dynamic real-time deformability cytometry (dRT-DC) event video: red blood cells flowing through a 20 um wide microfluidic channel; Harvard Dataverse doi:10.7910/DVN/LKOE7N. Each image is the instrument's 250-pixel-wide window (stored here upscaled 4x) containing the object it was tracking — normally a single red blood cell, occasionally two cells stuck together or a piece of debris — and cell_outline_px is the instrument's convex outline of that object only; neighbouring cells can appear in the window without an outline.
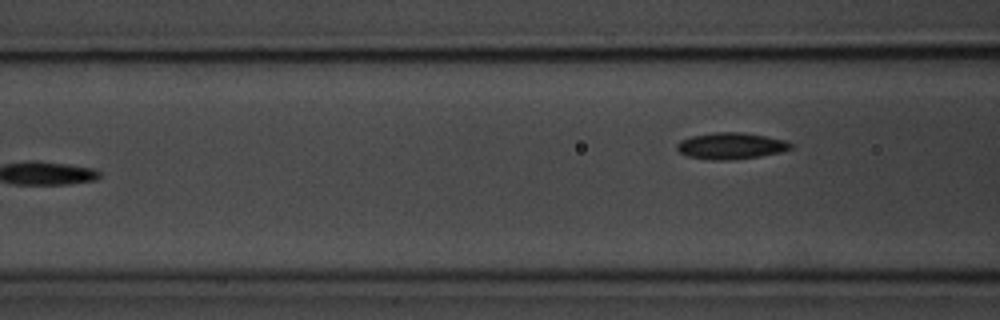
{"species": "common noctule bat (a hibernating species)", "species_latin": "Nyctalus noctula", "temperature_condition": "room temperature", "stored_images_in_passage": 7, "camera_frame_rate_fps": 3000, "um_per_image_px": 0.085, "animal": {"sex": "male", "body_mass_g": 20.1, "forearm_length_mm": 53.5}, "frame": {"image": 1, "passage_image": 7, "time_ms": 7.0, "image_size_px": [1000, 320], "cell_outline_px": [[792, 148], [780, 152], [760, 156], [732, 160], [712, 160], [688, 156], [680, 152], [676, 148], [676, 144], [680, 140], [692, 136], [712, 132], [744, 132], [784, 140], [792, 144]], "centroid_in_image_um": [62.1, 12.4], "position_along_channel_um": 104.5, "area_um2": 17.51}}